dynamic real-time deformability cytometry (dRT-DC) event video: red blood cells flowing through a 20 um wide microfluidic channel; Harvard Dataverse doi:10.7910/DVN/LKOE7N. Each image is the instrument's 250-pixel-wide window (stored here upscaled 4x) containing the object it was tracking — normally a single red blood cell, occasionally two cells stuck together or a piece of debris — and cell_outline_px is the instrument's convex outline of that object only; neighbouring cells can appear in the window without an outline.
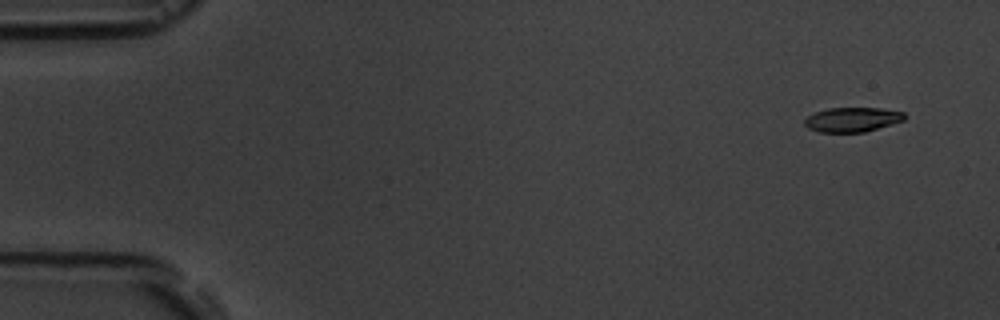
{"species": "common noctule bat (a hibernating species)", "species_latin": "Nyctalus noctula", "temperature_condition": "room temperature", "stored_images_in_passage": 5, "camera_frame_rate_fps": 3000, "um_per_image_px": 0.085, "animal": {"sex": "male", "body_mass_g": 19.5, "forearm_length_mm": 54.6}, "frame": {"image": 1, "passage_image": 1, "time_ms": 0.0, "image_size_px": [1000, 320], "cell_outline_px": [[904, 120], [892, 124], [864, 132], [820, 132], [808, 128], [804, 124], [804, 120], [808, 116], [816, 112], [828, 108], [880, 108], [904, 112]], "centroid_in_image_um": [72.43, 10.16], "position_along_channel_um": 12.6, "area_um2": 14.16}}